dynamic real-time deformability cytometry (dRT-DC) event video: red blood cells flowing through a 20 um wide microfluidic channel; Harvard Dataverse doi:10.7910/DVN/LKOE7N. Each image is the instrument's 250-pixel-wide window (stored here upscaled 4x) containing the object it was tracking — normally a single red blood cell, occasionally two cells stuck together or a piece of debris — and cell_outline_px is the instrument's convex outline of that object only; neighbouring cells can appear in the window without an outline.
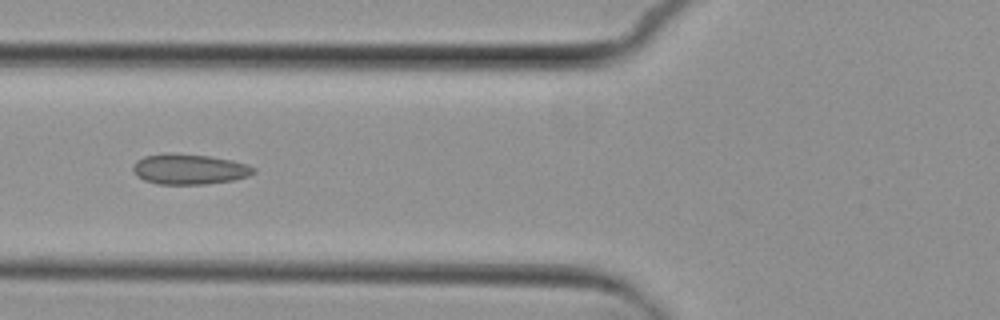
{"species": "common noctule bat (a hibernating species)", "species_latin": "Nyctalus noctula", "temperature_condition": "cold", "stored_images_in_passage": 9, "camera_frame_rate_fps": 3000, "um_per_image_px": 0.085, "animal": {"sex": "female", "body_mass_g": 29.2, "forearm_length_mm": 56.3}, "frame": {"image": 1, "passage_image": 6, "time_ms": 6.0, "image_size_px": [1000, 320], "cell_outline_px": [[256, 172], [248, 176], [232, 180], [204, 184], [156, 184], [144, 180], [136, 176], [132, 168], [132, 164], [136, 160], [144, 156], [168, 152], [208, 156], [232, 160], [248, 164], [256, 168]], "centroid_in_image_um": [16.06, 14.37], "position_along_channel_um": 109.7, "area_um2": 21.56}}
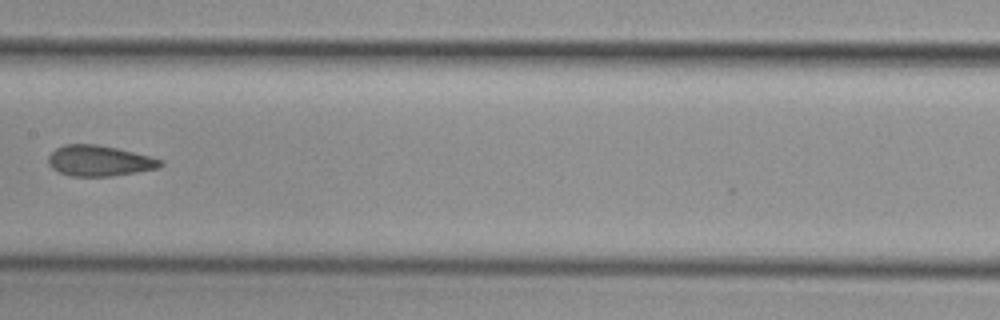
{"frame": {"image": 2, "passage_image": 8, "time_ms": 8.333, "image_size_px": [1000, 320], "cell_outline_px": [[164, 164], [156, 168], [136, 172], [112, 176], [72, 176], [60, 172], [52, 168], [48, 164], [48, 156], [56, 148], [64, 144], [96, 144], [116, 148], [164, 160]], "centroid_in_image_um": [8.42, 13.66], "position_along_channel_um": 199.0, "area_um2": 19.88}}
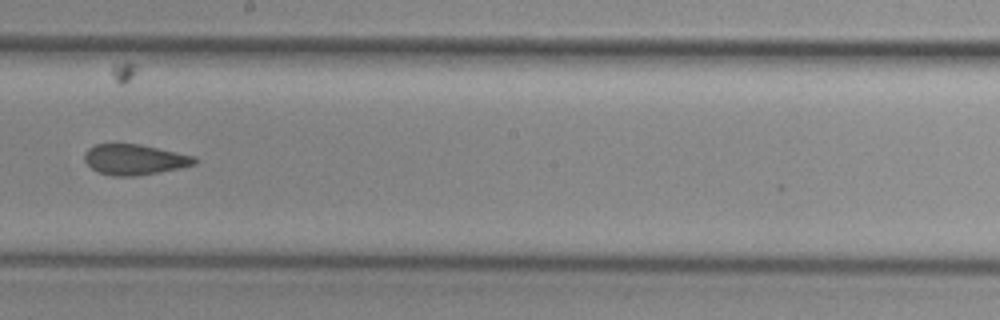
{"frame": {"image": 3, "passage_image": 9, "time_ms": 9.333, "image_size_px": [1000, 320], "cell_outline_px": [[196, 164], [180, 168], [136, 176], [112, 176], [100, 172], [92, 168], [84, 160], [84, 152], [88, 148], [96, 144], [116, 140], [140, 144], [196, 156]], "centroid_in_image_um": [11.39, 13.51], "position_along_channel_um": 236.8, "area_um2": 20.17}}